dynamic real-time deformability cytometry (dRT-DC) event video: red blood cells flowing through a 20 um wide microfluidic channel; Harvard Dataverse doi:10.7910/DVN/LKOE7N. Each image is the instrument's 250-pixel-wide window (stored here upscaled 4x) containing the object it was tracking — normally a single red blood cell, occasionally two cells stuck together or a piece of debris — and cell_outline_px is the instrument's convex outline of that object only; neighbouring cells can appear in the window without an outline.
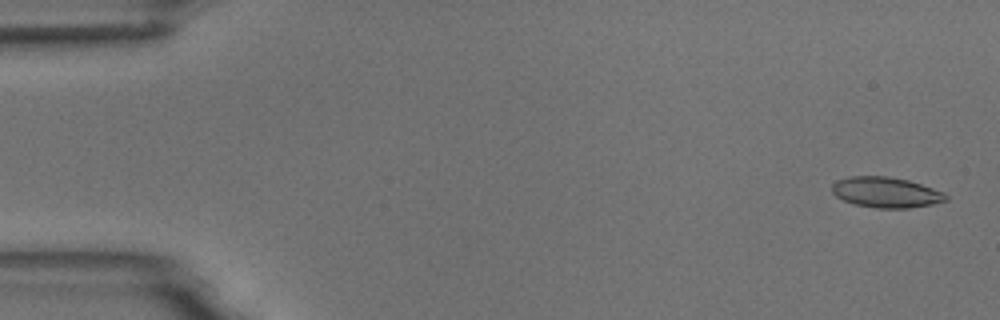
{"species": "common noctule bat (a hibernating species)", "species_latin": "Nyctalus noctula", "temperature_condition": "room temperature", "stored_images_in_passage": 5, "camera_frame_rate_fps": 3000, "um_per_image_px": 0.085, "animal": {"sex": "male", "body_mass_g": 18.8}, "frame": {"image": 1, "passage_image": 1, "time_ms": 0.0, "image_size_px": [1000, 320], "cell_outline_px": [[948, 200], [932, 204], [908, 208], [876, 208], [856, 204], [844, 200], [836, 196], [832, 192], [832, 184], [836, 180], [848, 176], [888, 176], [908, 180], [944, 192], [948, 196]], "centroid_in_image_um": [75.3, 16.34], "position_along_channel_um": 9.7, "area_um2": 20.23}}
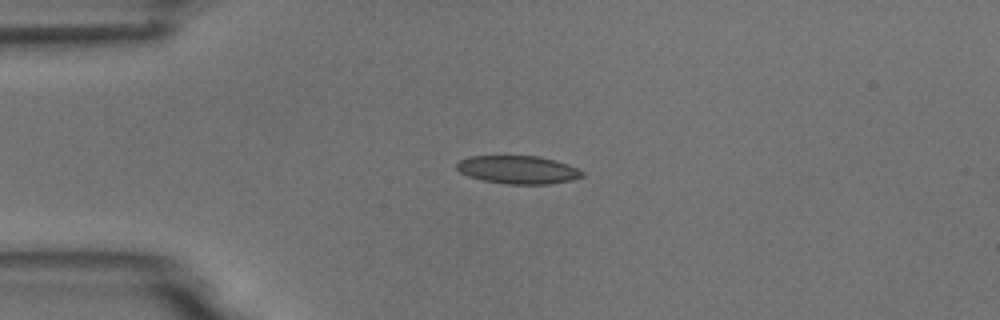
{"frame": {"image": 2, "passage_image": 4, "time_ms": 3.667, "image_size_px": [1000, 320], "cell_outline_px": [[584, 176], [572, 180], [548, 184], [508, 184], [484, 180], [468, 176], [460, 172], [456, 168], [456, 164], [460, 160], [468, 156], [540, 156], [568, 164], [584, 172]], "centroid_in_image_um": [44.03, 14.42], "position_along_channel_um": 41.0, "area_um2": 20.52}}